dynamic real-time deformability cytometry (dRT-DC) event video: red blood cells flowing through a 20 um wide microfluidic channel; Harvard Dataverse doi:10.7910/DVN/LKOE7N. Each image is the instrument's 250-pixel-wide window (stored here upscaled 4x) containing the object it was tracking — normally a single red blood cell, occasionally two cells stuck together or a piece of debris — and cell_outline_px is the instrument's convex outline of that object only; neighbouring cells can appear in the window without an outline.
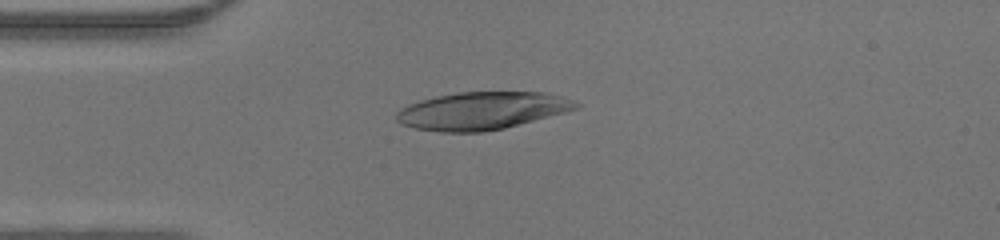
{"species": "human", "species_latin": "Homo sapiens", "temperature_condition": "warm", "stored_images_in_passage": 46, "camera_frame_rate_fps": 3000, "um_per_image_px": 0.085, "donor": {"sex": "male"}, "frame": {"image": 1, "passage_image": 11, "time_ms": 3.333, "image_size_px": [1000, 240], "cell_outline_px": [[580, 108], [504, 128], [484, 132], [440, 132], [416, 128], [400, 124], [396, 120], [396, 112], [400, 108], [408, 104], [420, 100], [436, 96], [456, 92], [544, 92], [560, 96], [572, 100], [580, 104]], "centroid_in_image_um": [40.93, 9.41], "position_along_channel_um": 44.1, "area_um2": 39.36}}
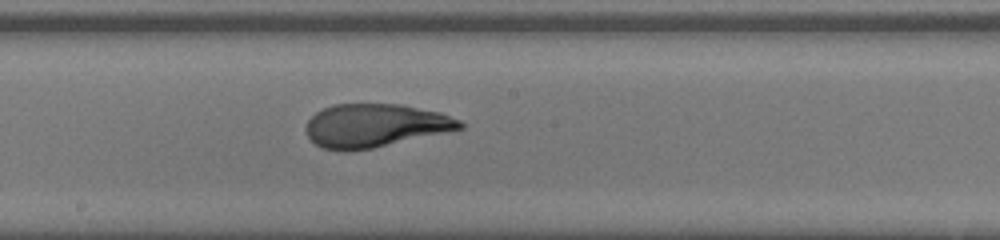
{"frame": {"image": 2, "passage_image": 24, "time_ms": 7.667, "image_size_px": [1000, 240], "cell_outline_px": [[464, 128], [372, 148], [344, 152], [340, 152], [324, 148], [316, 144], [308, 136], [304, 128], [308, 120], [316, 112], [332, 104], [400, 104], [440, 112], [460, 120], [464, 124]], "centroid_in_image_um": [31.85, 10.67], "position_along_channel_um": 216.4, "area_um2": 38.78}}
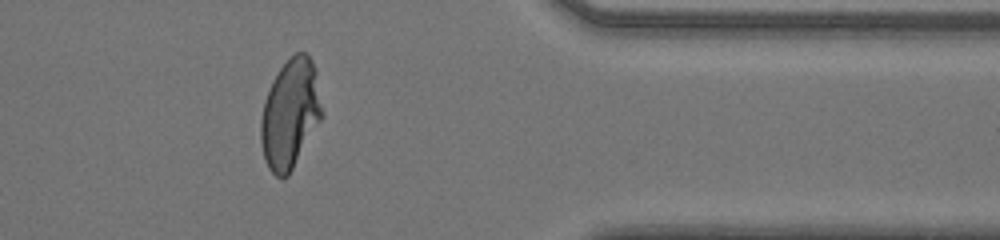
{"frame": {"image": 3, "passage_image": 37, "time_ms": 12.0, "image_size_px": [1000, 240], "cell_outline_px": [[324, 116], [288, 176], [276, 176], [268, 168], [264, 160], [260, 140], [260, 120], [264, 100], [272, 80], [288, 56], [296, 52], [304, 52], [312, 60], [316, 68], [324, 112]], "centroid_in_image_um": [24.68, 9.64], "position_along_channel_um": 386.7, "area_um2": 39.59}}